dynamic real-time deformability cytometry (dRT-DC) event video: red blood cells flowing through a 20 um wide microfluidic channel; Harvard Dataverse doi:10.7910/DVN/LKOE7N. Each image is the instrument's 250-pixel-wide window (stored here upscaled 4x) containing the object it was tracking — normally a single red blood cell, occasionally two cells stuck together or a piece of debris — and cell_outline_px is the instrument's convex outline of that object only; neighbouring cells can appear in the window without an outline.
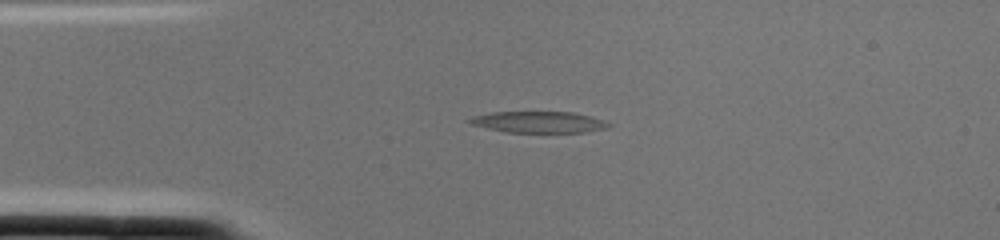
{"species": "common noctule bat (a hibernating species)", "species_latin": "Nyctalus noctula", "temperature_condition": "cold", "stored_images_in_passage": 1, "camera_frame_rate_fps": 3000, "um_per_image_px": 0.085, "animal": {"sex": "female", "body_mass_g": 22.0, "forearm_length_mm": 56.7}, "frame": {"image": 1, "passage_image": 1, "time_ms": 0.0, "image_size_px": [1000, 240], "cell_outline_px": [[612, 124], [608, 128], [584, 132], [504, 132], [472, 124], [468, 120], [472, 116], [492, 112], [572, 112], [604, 120]], "centroid_in_image_um": [45.81, 10.37], "position_along_channel_um": 39.2, "area_um2": 17.11}}